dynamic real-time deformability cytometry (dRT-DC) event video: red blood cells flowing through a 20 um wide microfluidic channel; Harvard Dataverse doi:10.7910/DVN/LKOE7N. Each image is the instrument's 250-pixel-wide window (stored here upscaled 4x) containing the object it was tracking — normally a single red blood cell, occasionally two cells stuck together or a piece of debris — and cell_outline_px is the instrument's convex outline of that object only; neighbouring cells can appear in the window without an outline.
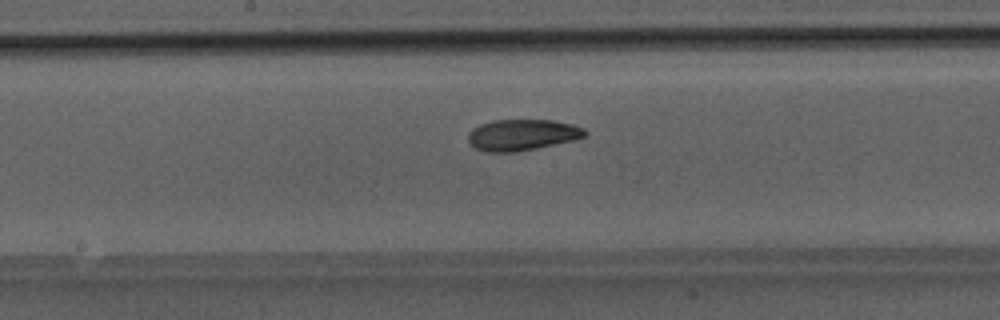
{"species": "Egyptian fruit bat (a non-hibernating species)", "species_latin": "Rousettus aegyptiacus", "temperature_condition": "room temperature", "stored_images_in_passage": 26, "camera_frame_rate_fps": 3000, "um_per_image_px": 0.085, "animal": {"sex": "male"}, "frame": {"image": 1, "passage_image": 12, "time_ms": 3.667, "image_size_px": [1000, 320], "cell_outline_px": [[588, 132], [584, 136], [572, 140], [536, 148], [516, 152], [484, 152], [476, 148], [468, 140], [468, 132], [472, 128], [480, 124], [492, 120], [552, 120], [572, 124], [584, 128]], "centroid_in_image_um": [44.35, 11.46], "position_along_channel_um": 203.8, "area_um2": 21.15}}
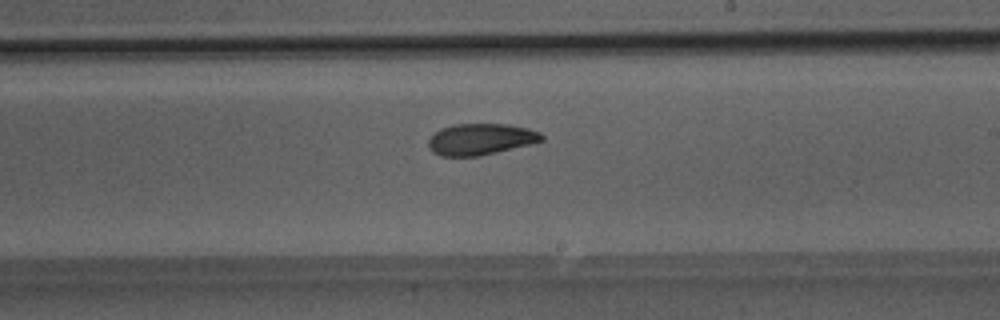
{"frame": {"image": 2, "passage_image": 15, "time_ms": 4.667, "image_size_px": [1000, 320], "cell_outline_px": [[544, 140], [496, 152], [476, 156], [440, 156], [432, 152], [428, 148], [428, 140], [440, 128], [452, 124], [508, 124], [528, 128], [540, 132], [544, 136]], "centroid_in_image_um": [40.82, 11.82], "position_along_channel_um": 248.2, "area_um2": 20.63}}